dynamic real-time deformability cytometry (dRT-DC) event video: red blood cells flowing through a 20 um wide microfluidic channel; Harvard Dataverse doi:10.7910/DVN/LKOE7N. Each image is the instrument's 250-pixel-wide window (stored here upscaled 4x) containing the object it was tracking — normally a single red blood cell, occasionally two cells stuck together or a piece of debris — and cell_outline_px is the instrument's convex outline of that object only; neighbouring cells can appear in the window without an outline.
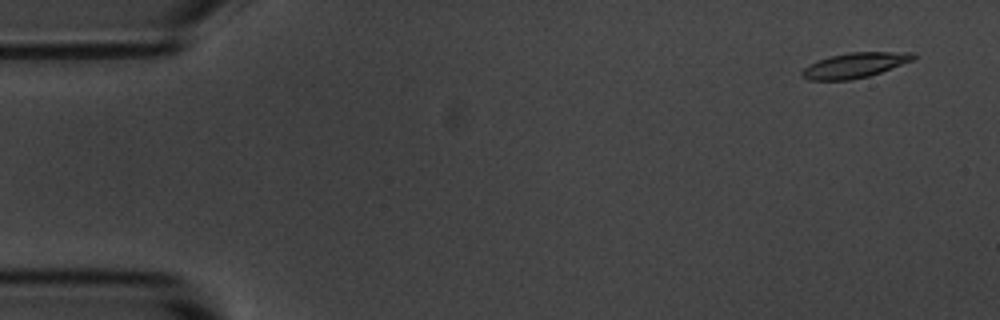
{"species": "common noctule bat (a hibernating species)", "species_latin": "Nyctalus noctula", "temperature_condition": "room temperature", "stored_images_in_passage": 8, "camera_frame_rate_fps": 3000, "um_per_image_px": 0.085, "animal": {"sex": "male", "body_mass_g": 20.1, "forearm_length_mm": 53.5}, "frame": {"image": 1, "passage_image": 1, "time_ms": 0.0, "image_size_px": [1000, 320], "cell_outline_px": [[916, 56], [912, 60], [880, 72], [868, 76], [848, 80], [808, 80], [800, 76], [800, 72], [808, 64], [828, 56], [848, 52], [916, 52]], "centroid_in_image_um": [72.6, 5.54], "position_along_channel_um": 12.4, "area_um2": 16.3}}
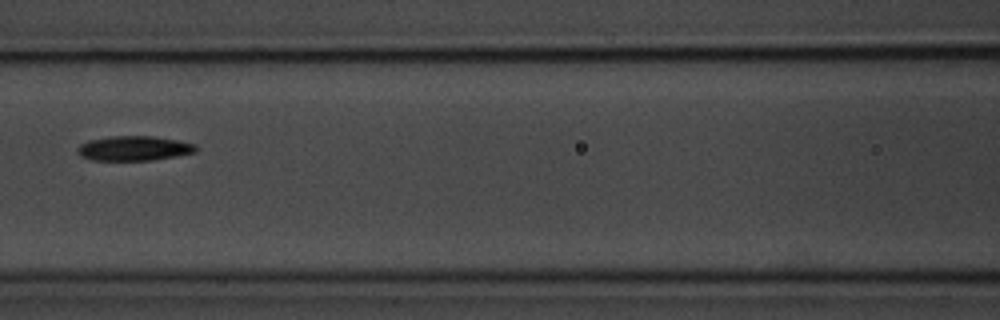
{"frame": {"image": 2, "passage_image": 7, "time_ms": 7.0, "image_size_px": [1000, 320], "cell_outline_px": [[196, 152], [176, 156], [152, 160], [92, 160], [80, 156], [76, 152], [76, 148], [80, 144], [88, 140], [112, 136], [156, 136], [196, 144]], "centroid_in_image_um": [11.35, 12.6], "position_along_channel_um": 155.2, "area_um2": 17.11}}
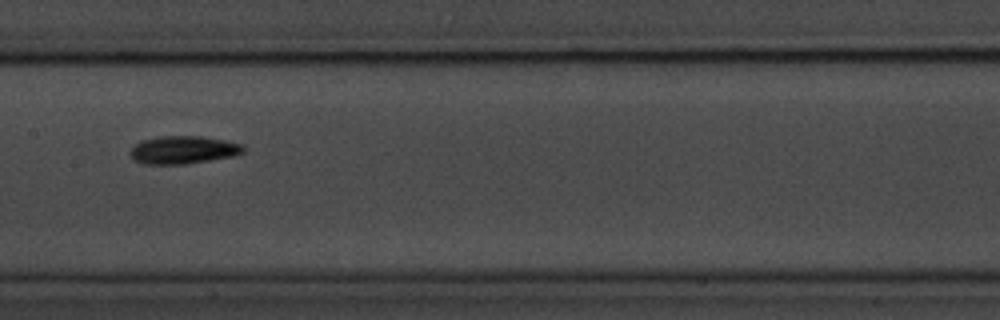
{"frame": {"image": 3, "passage_image": 8, "time_ms": 8.0, "image_size_px": [1000, 320], "cell_outline_px": [[244, 152], [236, 156], [184, 164], [144, 164], [136, 160], [128, 152], [140, 140], [160, 136], [200, 136], [224, 140], [240, 144], [244, 148]], "centroid_in_image_um": [15.57, 12.74], "position_along_channel_um": 191.8, "area_um2": 18.32}}